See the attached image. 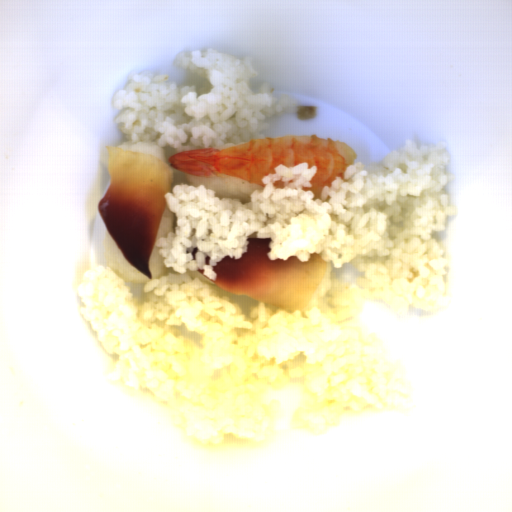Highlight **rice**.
I'll return each instance as SVG.
<instances>
[{"label":"rice","instance_id":"rice-1","mask_svg":"<svg viewBox=\"0 0 512 512\" xmlns=\"http://www.w3.org/2000/svg\"><path fill=\"white\" fill-rule=\"evenodd\" d=\"M447 146L405 139L382 163L347 165L345 180L324 185L320 199L302 189L313 188L318 170L305 161L273 167L246 204L220 200L205 184L174 185L163 198L176 227L154 246L178 273L144 283L140 303L99 264L85 270L75 293L81 318L114 357L104 383L162 406L180 437L215 451L227 434L267 442L281 402L264 398L290 385L303 389L290 418L302 433L323 436L345 412H409L406 362H388L378 334L357 323L366 298L405 320L410 307L448 308L449 261L432 238L458 214L445 190L456 178L446 169ZM252 237H272L271 260L317 253L328 263L307 317L259 301L249 318L216 295L213 265L239 259Z\"/></svg>","mask_w":512,"mask_h":512},{"label":"rice","instance_id":"rice-2","mask_svg":"<svg viewBox=\"0 0 512 512\" xmlns=\"http://www.w3.org/2000/svg\"><path fill=\"white\" fill-rule=\"evenodd\" d=\"M172 64L208 79L211 88L199 94L197 85L179 86L168 74L130 71L115 90L112 106L120 111L115 123L128 140L168 145L176 154L194 148L225 149L265 138L272 116L299 111V98L279 97L259 77L252 56L202 47L176 53Z\"/></svg>","mask_w":512,"mask_h":512},{"label":"rice","instance_id":"rice-3","mask_svg":"<svg viewBox=\"0 0 512 512\" xmlns=\"http://www.w3.org/2000/svg\"><path fill=\"white\" fill-rule=\"evenodd\" d=\"M183 174L188 185L196 188L199 185H205L206 189L215 190L214 197H218L219 200L222 201L224 198L238 199L241 201V205H245L251 201L250 195L255 190L263 192L266 188L233 177L217 175L212 177H201L188 175L184 172Z\"/></svg>","mask_w":512,"mask_h":512},{"label":"rice","instance_id":"rice-4","mask_svg":"<svg viewBox=\"0 0 512 512\" xmlns=\"http://www.w3.org/2000/svg\"><path fill=\"white\" fill-rule=\"evenodd\" d=\"M103 248L108 268L112 269L124 282L145 285V283L151 281L130 264L116 246L106 228Z\"/></svg>","mask_w":512,"mask_h":512},{"label":"rice","instance_id":"rice-5","mask_svg":"<svg viewBox=\"0 0 512 512\" xmlns=\"http://www.w3.org/2000/svg\"><path fill=\"white\" fill-rule=\"evenodd\" d=\"M115 148L144 154H150L169 164V156L164 146L159 145L157 142H153L150 140L145 142H133L129 140L119 144Z\"/></svg>","mask_w":512,"mask_h":512},{"label":"rice","instance_id":"rice-6","mask_svg":"<svg viewBox=\"0 0 512 512\" xmlns=\"http://www.w3.org/2000/svg\"><path fill=\"white\" fill-rule=\"evenodd\" d=\"M162 247H153L150 261L148 263L152 281L160 280L162 276H166L167 267L164 266L163 260L166 258L159 255V249Z\"/></svg>","mask_w":512,"mask_h":512},{"label":"rice","instance_id":"rice-7","mask_svg":"<svg viewBox=\"0 0 512 512\" xmlns=\"http://www.w3.org/2000/svg\"><path fill=\"white\" fill-rule=\"evenodd\" d=\"M173 223L174 212H172L169 206L167 205L163 211V214L157 226V230L154 237L155 242L157 241L158 238H167L168 233H173Z\"/></svg>","mask_w":512,"mask_h":512},{"label":"rice","instance_id":"rice-8","mask_svg":"<svg viewBox=\"0 0 512 512\" xmlns=\"http://www.w3.org/2000/svg\"><path fill=\"white\" fill-rule=\"evenodd\" d=\"M102 161L103 163L105 164L106 168H107V171L110 175V172H109V167H108V150L105 152V154L103 155V158H102Z\"/></svg>","mask_w":512,"mask_h":512}]
</instances>
